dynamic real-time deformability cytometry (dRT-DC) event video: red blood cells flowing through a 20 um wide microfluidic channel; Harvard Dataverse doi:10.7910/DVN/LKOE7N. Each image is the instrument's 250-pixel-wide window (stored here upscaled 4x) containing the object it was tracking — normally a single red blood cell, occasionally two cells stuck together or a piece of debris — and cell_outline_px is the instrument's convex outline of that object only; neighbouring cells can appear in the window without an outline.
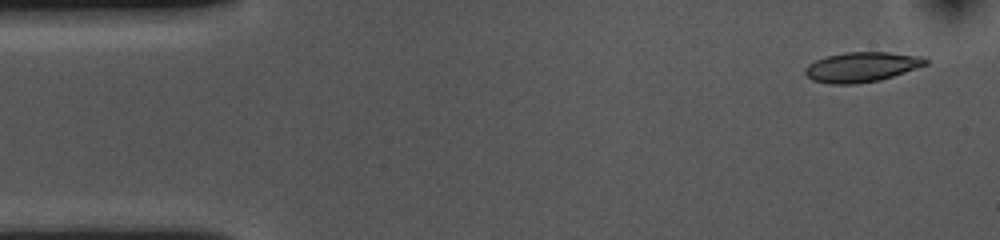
{"species": "common noctule bat (a hibernating species)", "species_latin": "Nyctalus noctula", "temperature_condition": "cold", "stored_images_in_passage": 50, "camera_frame_rate_fps": 3000, "um_per_image_px": 0.085, "animal": {"sex": "female", "body_mass_g": 10.0, "forearm_length_mm": 53.1}, "frame": {"image": 1, "passage_image": 3, "time_ms": 0.667, "image_size_px": [1000, 240], "cell_outline_px": [[928, 64], [880, 80], [856, 84], [828, 84], [812, 80], [804, 72], [804, 68], [808, 64], [824, 56], [844, 52], [888, 52], [924, 56], [928, 60]], "centroid_in_image_um": [73.22, 5.69], "position_along_channel_um": 11.8, "area_um2": 21.15}}
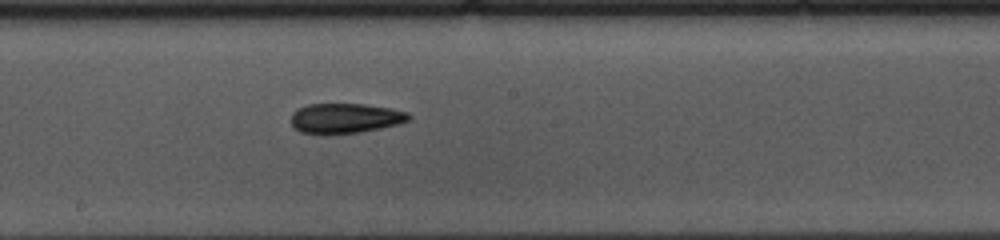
{"frame": {"image": 2, "passage_image": 28, "time_ms": 9.0, "image_size_px": [1000, 240], "cell_outline_px": [[412, 116], [408, 120], [396, 124], [380, 128], [360, 132], [300, 132], [292, 124], [292, 112], [296, 108], [308, 104], [364, 104], [392, 108], [408, 112]], "centroid_in_image_um": [29.37, 10.01], "position_along_channel_um": 218.8, "area_um2": 20.06}}
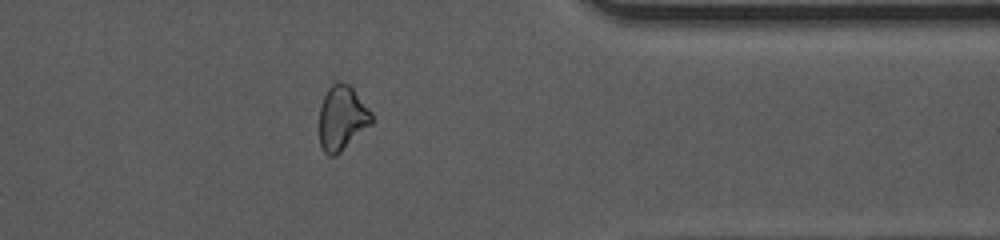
{"frame": {"image": 3, "passage_image": 43, "time_ms": 14.0, "image_size_px": [1000, 240], "cell_outline_px": [[372, 124], [336, 156], [328, 156], [324, 152], [320, 144], [320, 104], [328, 88], [336, 80], [340, 80], [348, 84], [352, 88], [372, 112]], "centroid_in_image_um": [29.07, 10.03], "position_along_channel_um": 382.3, "area_um2": 19.77}, "authors_computed_cell_mechanics": {"area_um2": 20.9814, "velocity_mm_per_s": 3.6137, "shape_relaxation_time_tau1_ms": 4.3138, "shape_relaxation_time_tau2_ms": 7.5828, "deformation_change_tau1": 0.1263, "deformation_change_tau2": 0.151}}